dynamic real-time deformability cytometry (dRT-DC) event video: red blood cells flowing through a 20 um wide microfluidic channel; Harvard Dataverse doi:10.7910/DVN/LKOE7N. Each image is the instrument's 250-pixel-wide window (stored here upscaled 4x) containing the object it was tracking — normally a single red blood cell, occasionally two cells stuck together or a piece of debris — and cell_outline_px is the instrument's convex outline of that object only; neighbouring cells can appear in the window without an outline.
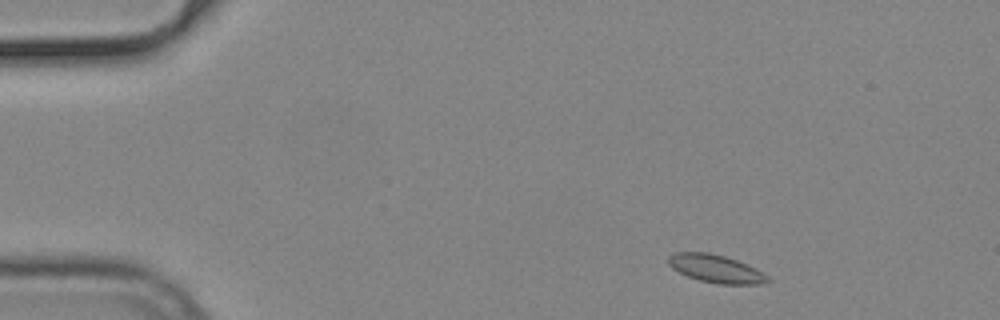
{"species": "common noctule bat (a hibernating species)", "species_latin": "Nyctalus noctula", "temperature_condition": "cold", "stored_images_in_passage": 50, "camera_frame_rate_fps": 3000, "um_per_image_px": 0.085, "animal": {"sex": "male", "body_mass_g": 19.2, "forearm_length_mm": 51.8}, "frame": {"image": 1, "passage_image": 3, "time_ms": 0.667, "image_size_px": [1000, 320], "cell_outline_px": [[772, 280], [764, 284], [716, 284], [700, 280], [688, 276], [672, 268], [668, 264], [668, 256], [676, 252], [708, 252], [724, 256], [736, 260], [756, 268], [768, 276]], "centroid_in_image_um": [60.87, 22.84], "position_along_channel_um": 24.1, "area_um2": 16.18}}
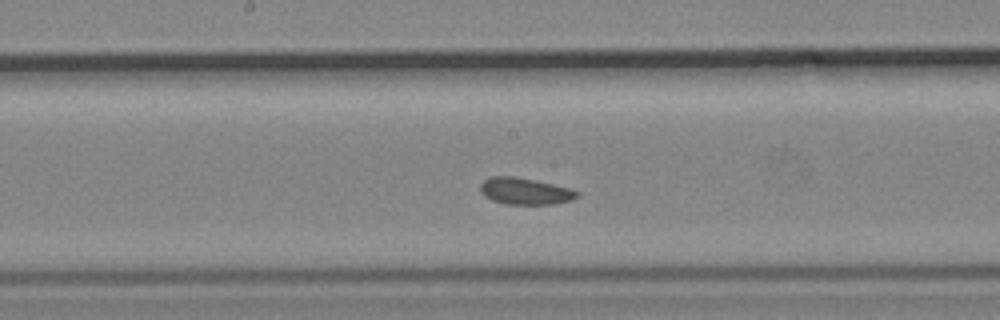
{"frame": {"image": 2, "passage_image": 24, "time_ms": 7.667, "image_size_px": [1000, 320], "cell_outline_px": [[580, 196], [572, 200], [552, 204], [504, 204], [492, 200], [484, 196], [480, 192], [480, 184], [484, 180], [492, 176], [516, 176], [536, 180], [568, 188], [580, 192]], "centroid_in_image_um": [44.61, 16.25], "position_along_channel_um": 203.6, "area_um2": 15.14}}
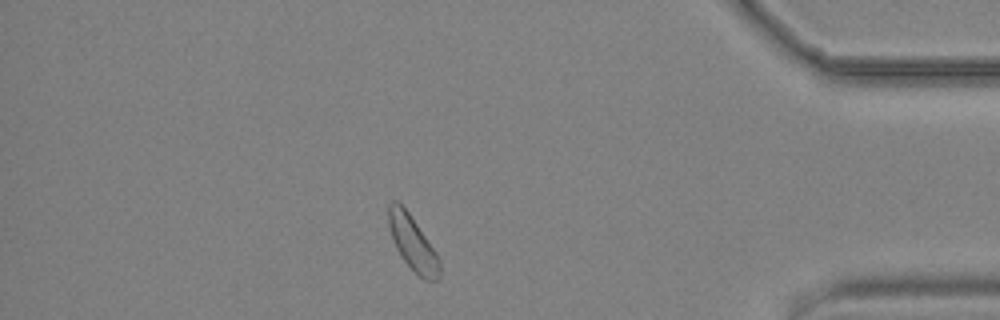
{"frame": {"image": 3, "passage_image": 43, "time_ms": 14.0, "image_size_px": [1000, 320], "cell_outline_px": [[440, 276], [436, 280], [424, 280], [404, 260], [396, 248], [392, 240], [388, 224], [388, 204], [392, 200], [396, 200], [408, 212], [436, 252], [440, 260]], "centroid_in_image_um": [35.06, 20.65], "position_along_channel_um": 400.1, "area_um2": 15.95}, "authors_computed_cell_mechanics": {"area_um2": 15.7505, "velocity_mm_per_s": 3.7076, "shape_relaxation_time_tau1_ms": null, "shape_relaxation_time_tau2_ms": 5.02, "deformation_change_tau1": null, "deformation_change_tau2": 0.0776}}